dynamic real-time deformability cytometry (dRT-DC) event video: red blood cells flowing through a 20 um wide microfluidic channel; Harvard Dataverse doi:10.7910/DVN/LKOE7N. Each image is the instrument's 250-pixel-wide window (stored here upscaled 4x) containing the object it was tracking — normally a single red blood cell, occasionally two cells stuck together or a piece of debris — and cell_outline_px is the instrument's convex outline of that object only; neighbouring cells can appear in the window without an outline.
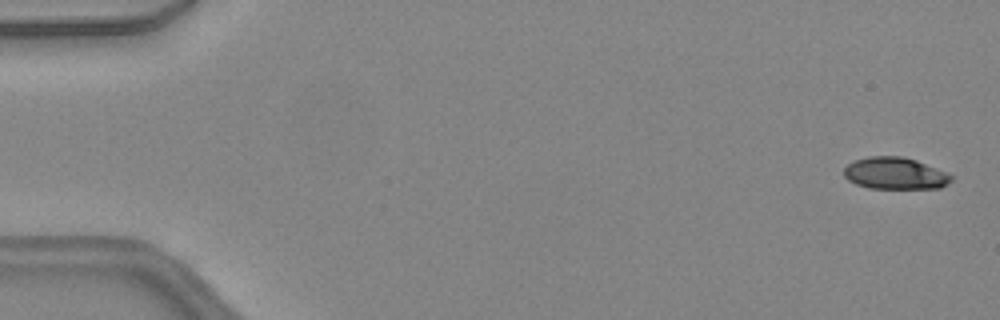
{"species": "common noctule bat (a hibernating species)", "species_latin": "Nyctalus noctula", "temperature_condition": "warm", "stored_images_in_passage": 6, "camera_frame_rate_fps": 3000, "um_per_image_px": 0.085, "animal": {"sex": "female", "body_mass_g": 24.6, "forearm_length_mm": 56.2}, "frame": {"image": 1, "passage_image": 2, "time_ms": 0.333, "image_size_px": [1000, 320], "cell_outline_px": [[952, 180], [948, 184], [940, 188], [868, 188], [856, 184], [848, 180], [844, 176], [844, 168], [848, 164], [856, 160], [868, 156], [900, 156], [916, 160], [944, 172], [952, 176]], "centroid_in_image_um": [76.05, 14.74], "position_along_channel_um": 8.9, "area_um2": 19.77}}